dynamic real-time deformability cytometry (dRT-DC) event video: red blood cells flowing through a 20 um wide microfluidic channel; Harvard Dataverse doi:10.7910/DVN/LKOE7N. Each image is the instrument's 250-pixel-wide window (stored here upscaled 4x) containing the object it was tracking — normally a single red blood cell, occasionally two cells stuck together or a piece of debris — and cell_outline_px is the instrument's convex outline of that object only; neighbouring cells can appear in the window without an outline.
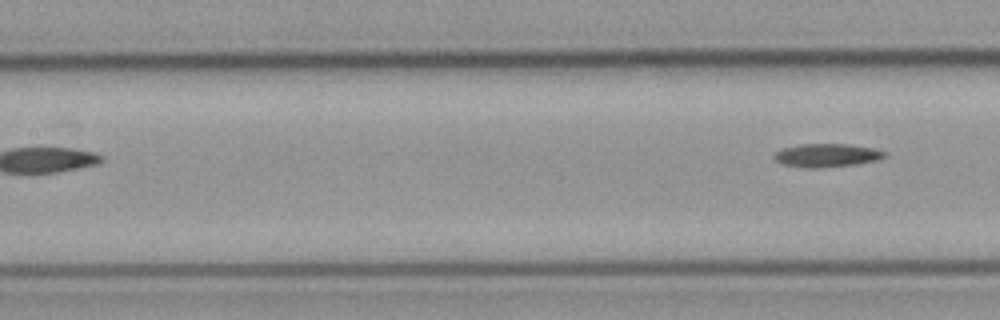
{"species": "common noctule bat (a hibernating species)", "species_latin": "Nyctalus noctula", "temperature_condition": "cold", "stored_images_in_passage": 6, "segment_of_instrument_passage": [2, 2], "camera_frame_rate_fps": 3000, "um_per_image_px": 0.085, "animal": {"sex": "male", "body_mass_g": 23.1, "forearm_length_mm": 52.7}, "frame": {"image": 1, "passage_image": 6, "time_ms": 6.667, "image_size_px": [1000, 320], "cell_outline_px": [[888, 156], [876, 160], [856, 164], [824, 168], [804, 168], [784, 164], [776, 160], [772, 156], [780, 148], [800, 144], [848, 144], [872, 148], [884, 152]], "centroid_in_image_um": [70.24, 13.2], "position_along_channel_um": 137.2, "area_um2": 15.09}}